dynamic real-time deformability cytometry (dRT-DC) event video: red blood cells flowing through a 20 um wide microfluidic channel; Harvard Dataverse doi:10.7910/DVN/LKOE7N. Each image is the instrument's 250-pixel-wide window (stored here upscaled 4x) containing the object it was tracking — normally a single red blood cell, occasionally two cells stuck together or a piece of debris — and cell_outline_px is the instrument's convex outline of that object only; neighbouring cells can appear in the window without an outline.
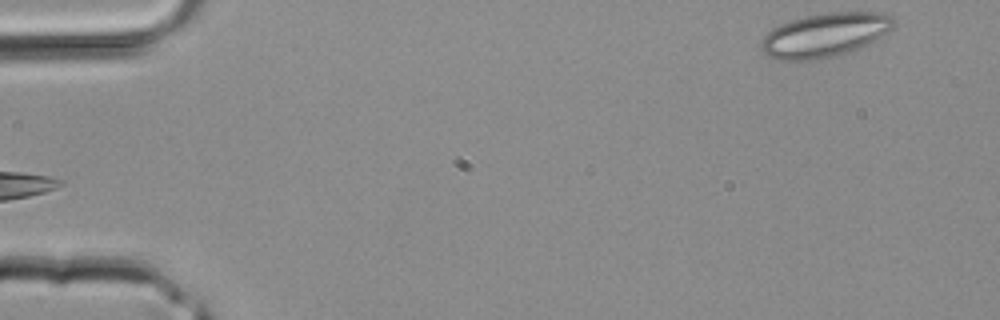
{"species": "common noctule bat (a hibernating species)", "species_latin": "Nyctalus noctula", "temperature_condition": "room temperature", "stored_images_in_passage": 4, "segment_of_instrument_passage": [1, 2], "camera_frame_rate_fps": 3000, "um_per_image_px": 0.085, "animal": {"sex": "male", "body_mass_g": 20.4}, "frame": {"image": 1, "passage_image": 1, "time_ms": 0.0, "image_size_px": [1000, 320], "cell_outline_px": [[896, 24], [888, 32], [856, 48], [844, 52], [828, 56], [808, 60], [780, 60], [768, 56], [760, 48], [760, 44], [764, 36], [772, 28], [780, 24], [792, 20], [808, 16], [828, 12], [876, 12], [892, 16], [896, 20]], "centroid_in_image_um": [70.09, 2.95], "position_along_channel_um": 14.9, "area_um2": 33.18}}
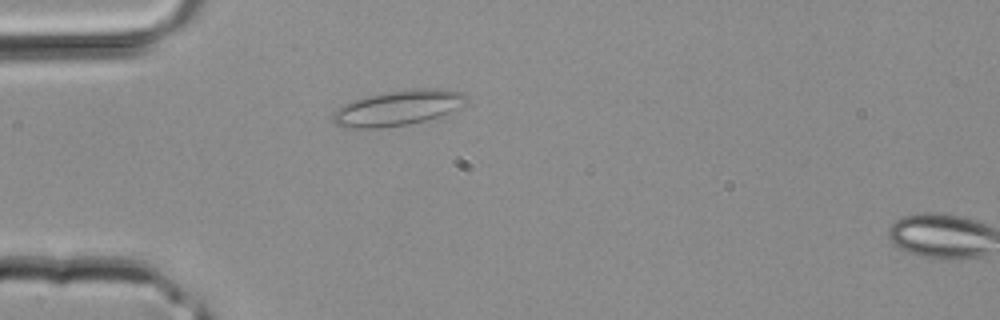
{"frame": {"image": 2, "passage_image": 3, "time_ms": 0.667, "image_size_px": [1000, 320], "cell_outline_px": [[464, 100], [448, 112], [440, 116], [408, 124], [380, 128], [344, 128], [336, 124], [332, 120], [332, 112], [336, 108], [352, 100], [368, 96], [388, 92], [416, 88], [440, 88], [460, 92], [464, 96]], "centroid_in_image_um": [33.69, 9.18], "position_along_channel_um": 51.3, "area_um2": 26.88}}